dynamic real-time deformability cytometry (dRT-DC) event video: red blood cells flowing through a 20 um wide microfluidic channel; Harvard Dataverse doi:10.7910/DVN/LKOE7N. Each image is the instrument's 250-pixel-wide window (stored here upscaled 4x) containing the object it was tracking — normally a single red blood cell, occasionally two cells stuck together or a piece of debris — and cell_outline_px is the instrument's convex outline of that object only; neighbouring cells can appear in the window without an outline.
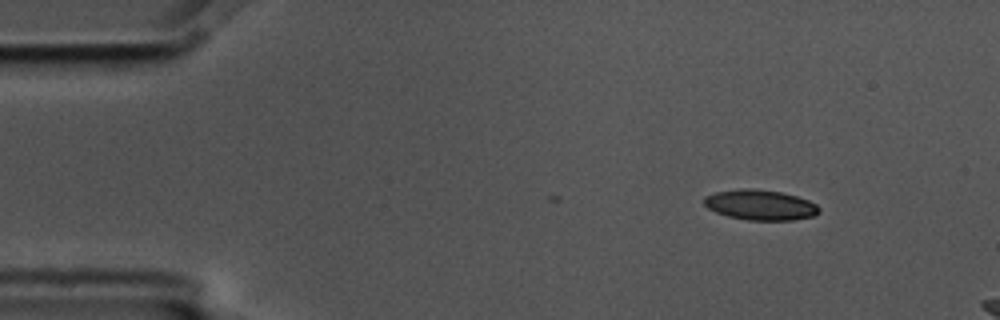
{"species": "common noctule bat (a hibernating species)", "species_latin": "Nyctalus noctula", "temperature_condition": "cold", "stored_images_in_passage": 3, "camera_frame_rate_fps": 3000, "um_per_image_px": 0.085, "animal": {"sex": "male", "body_mass_g": 17.5, "forearm_length_mm": 52.3}, "frame": {"image": 1, "passage_image": 3, "time_ms": 0.667, "image_size_px": [1000, 320], "cell_outline_px": [[820, 212], [816, 216], [792, 220], [748, 220], [728, 216], [716, 212], [708, 208], [704, 204], [704, 196], [716, 192], [740, 188], [752, 188], [780, 192], [796, 196], [808, 200], [816, 204], [820, 208]], "centroid_in_image_um": [64.64, 17.42], "position_along_channel_um": 20.4, "area_um2": 20.35}}